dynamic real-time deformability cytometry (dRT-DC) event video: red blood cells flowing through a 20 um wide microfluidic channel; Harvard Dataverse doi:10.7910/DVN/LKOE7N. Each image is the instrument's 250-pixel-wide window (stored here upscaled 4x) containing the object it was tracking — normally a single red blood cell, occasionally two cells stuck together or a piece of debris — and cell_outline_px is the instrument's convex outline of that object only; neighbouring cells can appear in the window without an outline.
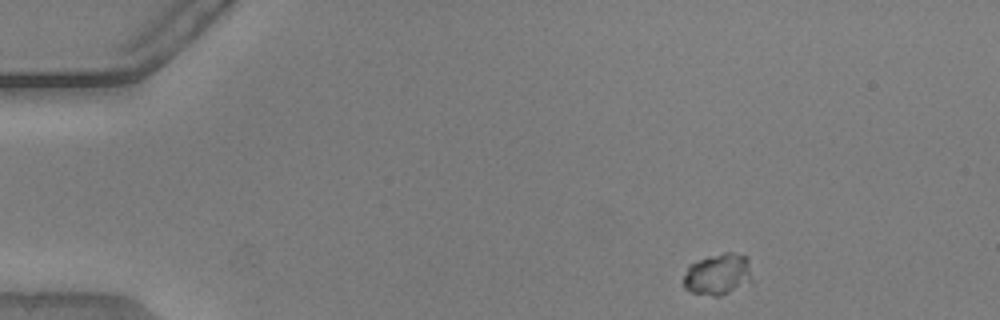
{"species": "common noctule bat (a hibernating species)", "species_latin": "Nyctalus noctula", "temperature_condition": "warm", "stored_images_in_passage": 47, "camera_frame_rate_fps": 3000, "um_per_image_px": 0.085, "animal": {"sex": "male", "body_mass_g": 20.5, "forearm_length_mm": 52.5}, "frame": {"image": 1, "passage_image": 1, "time_ms": 0.0, "image_size_px": [1000, 320], "cell_outline_px": [[752, 284], [720, 296], [712, 296], [692, 292], [684, 288], [684, 276], [688, 264], [708, 256], [724, 252], [732, 252], [748, 256], [752, 280]], "centroid_in_image_um": [61.06, 23.31], "position_along_channel_um": 23.9, "area_um2": 16.99}}
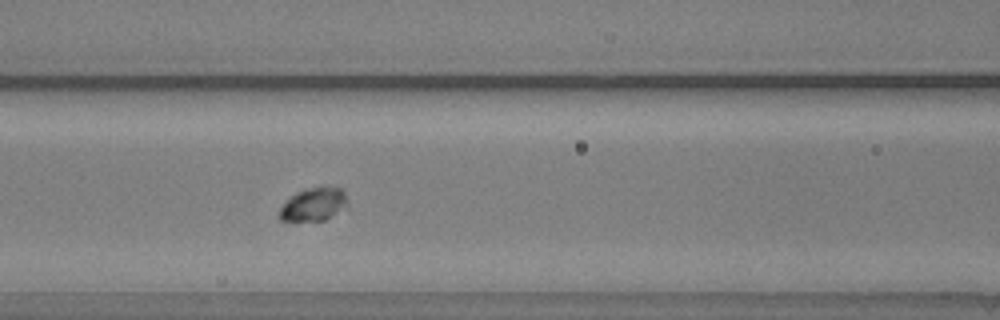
{"frame": {"image": 2, "passage_image": 17, "time_ms": 5.333, "image_size_px": [1000, 320], "cell_outline_px": [[344, 204], [324, 220], [280, 220], [280, 208], [296, 192], [308, 188], [340, 188], [344, 192]], "centroid_in_image_um": [26.57, 17.37], "position_along_channel_um": 140.0, "area_um2": 12.02}}
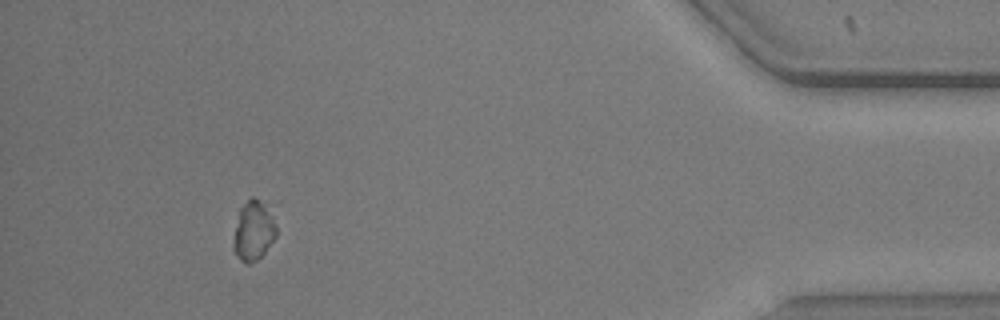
{"frame": {"image": 3, "passage_image": 43, "time_ms": 14.0, "image_size_px": [1000, 320], "cell_outline_px": [[276, 236], [264, 252], [256, 260], [248, 264], [240, 260], [232, 248], [232, 244], [240, 208], [252, 196], [264, 204], [272, 216], [276, 228]], "centroid_in_image_um": [21.52, 19.64], "position_along_channel_um": 413.7, "area_um2": 14.45}}